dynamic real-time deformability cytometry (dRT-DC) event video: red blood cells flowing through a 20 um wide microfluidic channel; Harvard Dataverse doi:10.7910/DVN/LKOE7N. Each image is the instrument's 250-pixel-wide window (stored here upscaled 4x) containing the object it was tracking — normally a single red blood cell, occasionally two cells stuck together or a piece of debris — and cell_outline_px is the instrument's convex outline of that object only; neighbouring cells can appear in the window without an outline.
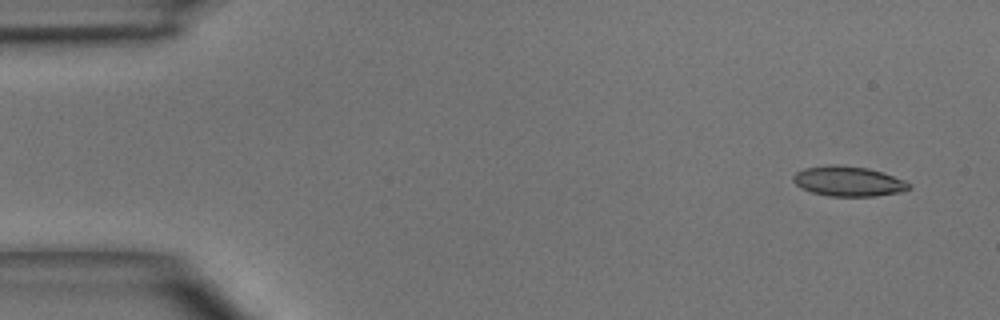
{"species": "common noctule bat (a hibernating species)", "species_latin": "Nyctalus noctula", "temperature_condition": "room temperature", "stored_images_in_passage": 4, "camera_frame_rate_fps": 3000, "um_per_image_px": 0.085, "animal": {"sex": "male", "body_mass_g": 15.6}, "frame": {"image": 1, "passage_image": 1, "time_ms": 0.0, "image_size_px": [1000, 320], "cell_outline_px": [[912, 188], [900, 192], [876, 196], [828, 196], [812, 192], [796, 184], [792, 180], [792, 176], [796, 172], [804, 168], [828, 164], [836, 164], [868, 168], [884, 172], [904, 180]], "centroid_in_image_um": [72.1, 15.39], "position_along_channel_um": 12.9, "area_um2": 20.29}}
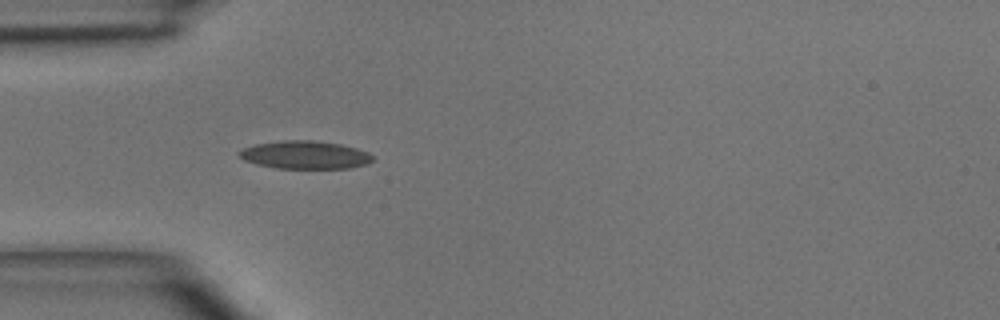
{"frame": {"image": 2, "passage_image": 4, "time_ms": 3.667, "image_size_px": [1000, 320], "cell_outline_px": [[372, 160], [368, 164], [348, 168], [276, 168], [256, 164], [244, 160], [236, 152], [244, 148], [256, 144], [280, 140], [312, 140], [340, 144], [356, 148], [368, 152], [372, 156]], "centroid_in_image_um": [25.91, 13.16], "position_along_channel_um": 59.1, "area_um2": 21.73}}